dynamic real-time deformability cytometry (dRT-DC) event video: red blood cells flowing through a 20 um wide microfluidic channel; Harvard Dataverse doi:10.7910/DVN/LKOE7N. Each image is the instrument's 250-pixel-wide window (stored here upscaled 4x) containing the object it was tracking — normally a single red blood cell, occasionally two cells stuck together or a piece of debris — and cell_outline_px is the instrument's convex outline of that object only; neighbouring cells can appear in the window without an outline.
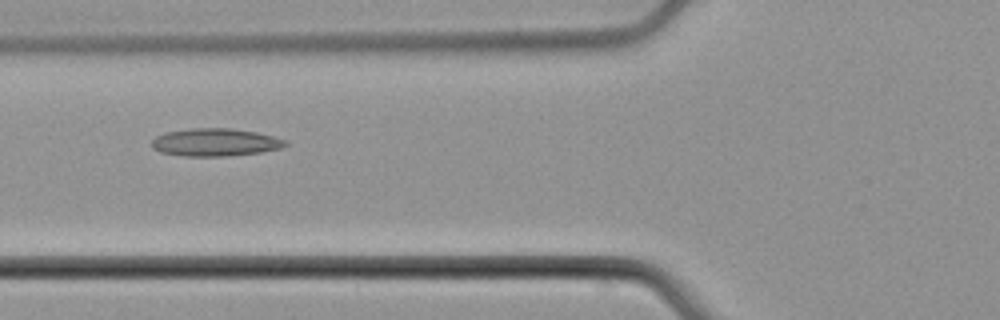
{"species": "common noctule bat (a hibernating species)", "species_latin": "Nyctalus noctula", "temperature_condition": "cold", "stored_images_in_passage": 7, "camera_frame_rate_fps": 3000, "um_per_image_px": 0.085, "animal": {"sex": "male", "body_mass_g": 21.5, "forearm_length_mm": 52.0}, "frame": {"image": 1, "passage_image": 5, "time_ms": 6.0, "image_size_px": [1000, 320], "cell_outline_px": [[288, 144], [280, 148], [260, 152], [228, 156], [184, 156], [160, 152], [152, 148], [152, 140], [156, 136], [164, 132], [192, 128], [232, 128], [256, 132], [288, 140]], "centroid_in_image_um": [18.28, 12.09], "position_along_channel_um": 107.5, "area_um2": 21.68}}
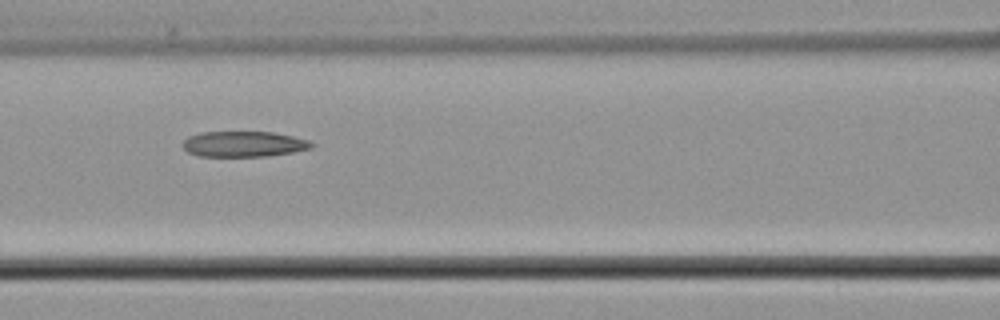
{"frame": {"image": 2, "passage_image": 6, "time_ms": 7.0, "image_size_px": [1000, 320], "cell_outline_px": [[316, 144], [312, 148], [292, 152], [268, 156], [200, 156], [188, 152], [180, 144], [188, 136], [200, 132], [272, 132], [292, 136], [308, 140]], "centroid_in_image_um": [20.71, 12.24], "position_along_channel_um": 145.9, "area_um2": 19.25}}
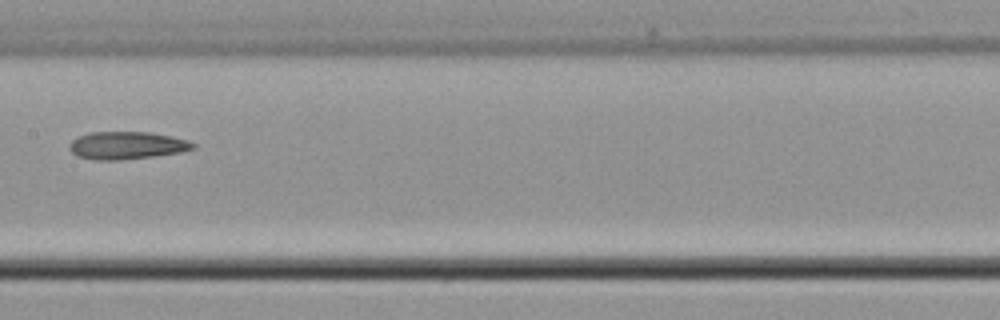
{"frame": {"image": 3, "passage_image": 7, "time_ms": 8.333, "image_size_px": [1000, 320], "cell_outline_px": [[196, 148], [180, 152], [152, 156], [120, 160], [92, 160], [76, 156], [68, 148], [68, 144], [76, 136], [88, 132], [152, 132], [172, 136], [188, 140], [196, 144]], "centroid_in_image_um": [10.74, 12.35], "position_along_channel_um": 196.7, "area_um2": 20.17}}